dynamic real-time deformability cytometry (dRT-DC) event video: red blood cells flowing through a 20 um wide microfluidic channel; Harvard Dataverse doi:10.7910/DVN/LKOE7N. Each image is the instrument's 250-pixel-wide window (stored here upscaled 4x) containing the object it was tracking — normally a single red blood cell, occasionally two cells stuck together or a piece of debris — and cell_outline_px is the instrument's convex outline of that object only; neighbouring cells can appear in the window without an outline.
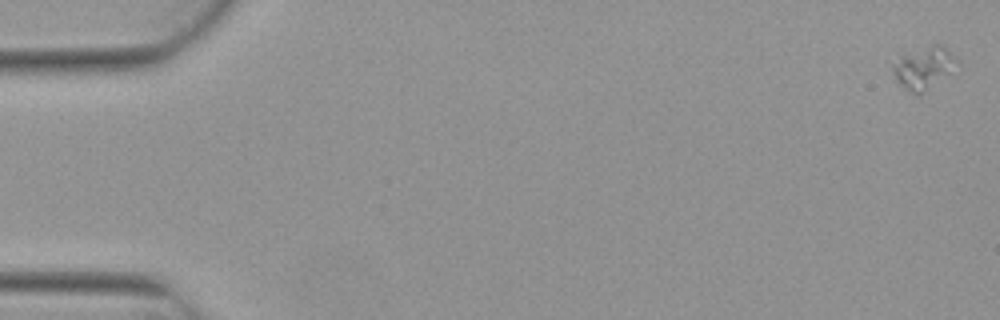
{"species": "Egyptian fruit bat (a non-hibernating species)", "species_latin": "Rousettus aegyptiacus", "temperature_condition": "warm", "stored_images_in_passage": 5, "camera_frame_rate_fps": 3000, "um_per_image_px": 0.085, "animal": {"sex": "female"}, "frame": {"image": 1, "passage_image": 1, "time_ms": 0.0, "image_size_px": [1000, 320], "cell_outline_px": [[960, 64], [924, 92], [916, 96], [908, 92], [896, 80], [892, 68], [892, 64], [900, 56], [932, 44], [944, 44]], "centroid_in_image_um": [78.51, 5.76], "position_along_channel_um": 6.5, "area_um2": 15.66}}
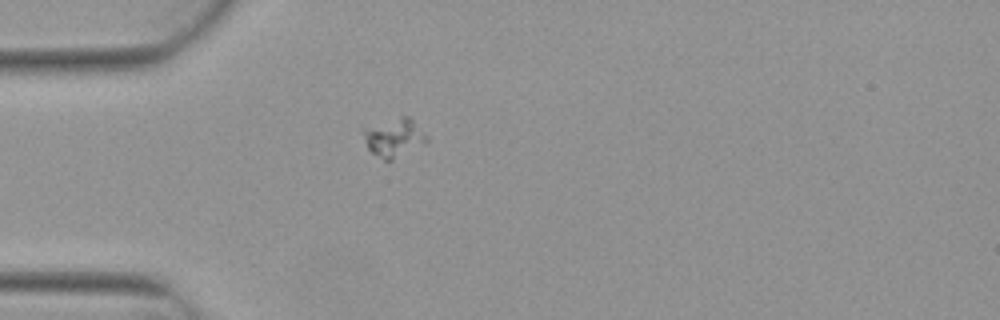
{"frame": {"image": 2, "passage_image": 5, "time_ms": 1.333, "image_size_px": [1000, 320], "cell_outline_px": [[428, 140], [424, 144], [392, 160], [384, 160], [372, 152], [368, 148], [364, 140], [364, 128], [400, 116], [408, 116], [428, 136]], "centroid_in_image_um": [33.51, 11.7], "position_along_channel_um": 51.5, "area_um2": 13.87}}